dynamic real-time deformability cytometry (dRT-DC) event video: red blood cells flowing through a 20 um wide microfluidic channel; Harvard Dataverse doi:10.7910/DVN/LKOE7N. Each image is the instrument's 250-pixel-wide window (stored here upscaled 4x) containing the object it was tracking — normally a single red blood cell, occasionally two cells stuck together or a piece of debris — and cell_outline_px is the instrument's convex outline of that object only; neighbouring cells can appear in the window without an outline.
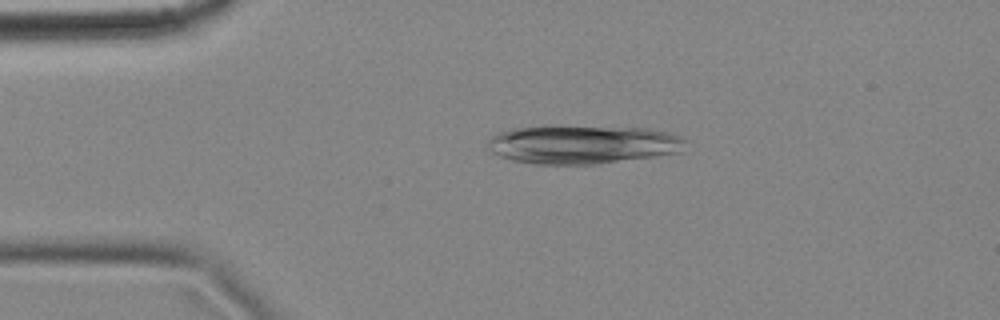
{"species": "common noctule bat (a hibernating species)", "species_latin": "Nyctalus noctula", "temperature_condition": "cold", "stored_images_in_passage": 3, "camera_frame_rate_fps": 3000, "um_per_image_px": 0.085, "animal": {"sex": "female", "body_mass_g": 18.4}, "frame": {"image": 1, "passage_image": 2, "time_ms": 0.333, "image_size_px": [1000, 320], "cell_outline_px": [[688, 140], [680, 152], [656, 156], [592, 164], [536, 164], [512, 160], [500, 156], [492, 152], [488, 148], [488, 140], [496, 132], [512, 128], [552, 124], [648, 128], [668, 132], [680, 136]], "centroid_in_image_um": [49.5, 12.24], "position_along_channel_um": 35.5, "area_um2": 45.43}}